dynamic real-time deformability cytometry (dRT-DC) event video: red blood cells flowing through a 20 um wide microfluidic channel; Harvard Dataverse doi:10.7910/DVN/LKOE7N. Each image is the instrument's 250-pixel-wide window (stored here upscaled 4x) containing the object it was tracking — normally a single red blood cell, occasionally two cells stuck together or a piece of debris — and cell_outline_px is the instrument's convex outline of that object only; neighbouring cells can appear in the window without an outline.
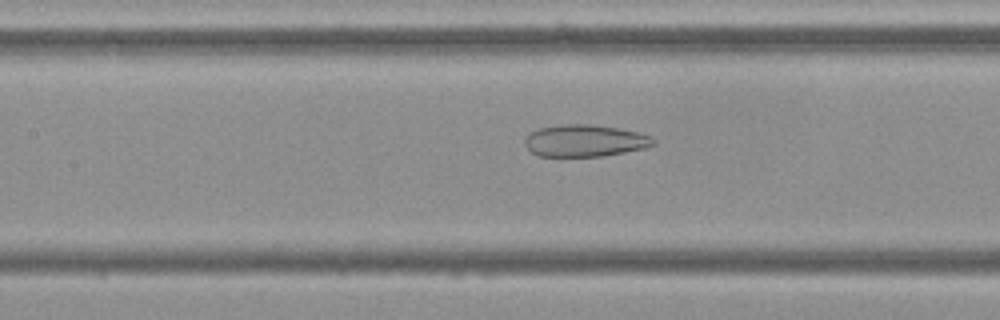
{"species": "Egyptian fruit bat (a non-hibernating species)", "species_latin": "Rousettus aegyptiacus", "temperature_condition": "cold", "stored_images_in_passage": 54, "camera_frame_rate_fps": 3000, "um_per_image_px": 0.085, "frame": {"image": 1, "passage_image": 24, "time_ms": 7.667, "image_size_px": [1000, 320], "cell_outline_px": [[656, 144], [644, 148], [604, 156], [536, 156], [524, 144], [524, 140], [532, 132], [540, 128], [564, 124], [592, 124], [620, 128], [640, 132], [652, 136], [656, 140]], "centroid_in_image_um": [49.76, 11.95], "position_along_channel_um": 157.6, "area_um2": 24.04}}
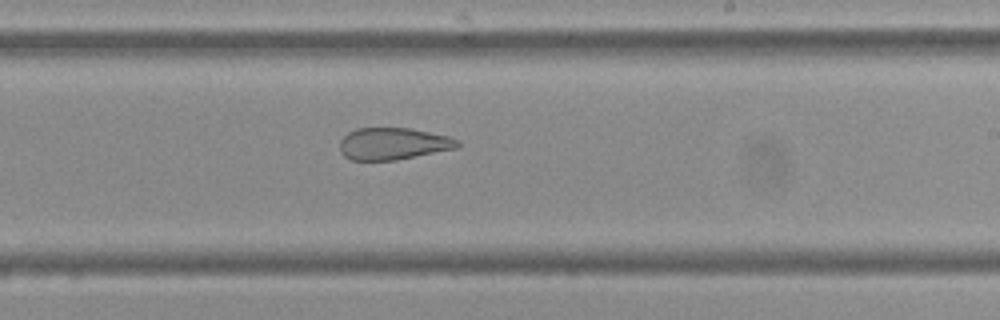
{"frame": {"image": 2, "passage_image": 32, "time_ms": 10.333, "image_size_px": [1000, 320], "cell_outline_px": [[460, 144], [456, 148], [396, 160], [352, 160], [344, 156], [340, 152], [340, 140], [348, 132], [356, 128], [412, 128], [448, 136], [460, 140]], "centroid_in_image_um": [33.41, 12.21], "position_along_channel_um": 255.6, "area_um2": 21.96}}
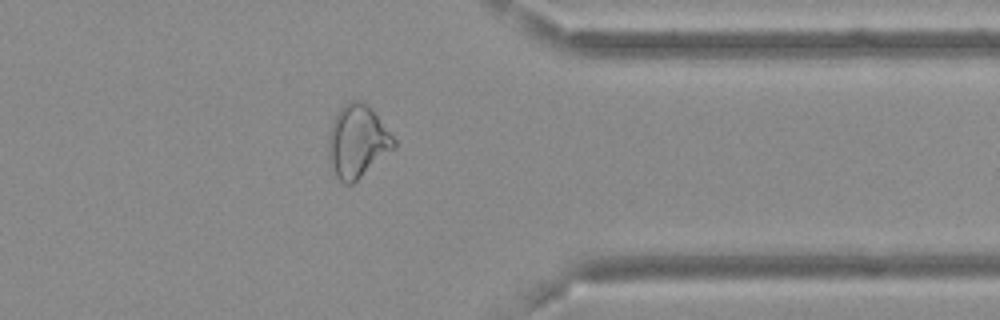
{"frame": {"image": 3, "passage_image": 43, "time_ms": 14.0, "image_size_px": [1000, 320], "cell_outline_px": [[396, 148], [352, 184], [344, 184], [336, 176], [328, 164], [328, 136], [336, 112], [344, 104], [352, 100], [360, 100], [368, 104], [372, 108], [396, 140]], "centroid_in_image_um": [30.38, 12.02], "position_along_channel_um": 381.0, "area_um2": 28.09}, "authors_computed_cell_mechanics": {"area_um2": 29.0734, "velocity_mm_per_s": 3.6871, "shape_relaxation_time_tau1_ms": null, "shape_relaxation_time_tau2_ms": 2.7426, "deformation_change_tau1": null, "deformation_change_tau2": 0.1072}}